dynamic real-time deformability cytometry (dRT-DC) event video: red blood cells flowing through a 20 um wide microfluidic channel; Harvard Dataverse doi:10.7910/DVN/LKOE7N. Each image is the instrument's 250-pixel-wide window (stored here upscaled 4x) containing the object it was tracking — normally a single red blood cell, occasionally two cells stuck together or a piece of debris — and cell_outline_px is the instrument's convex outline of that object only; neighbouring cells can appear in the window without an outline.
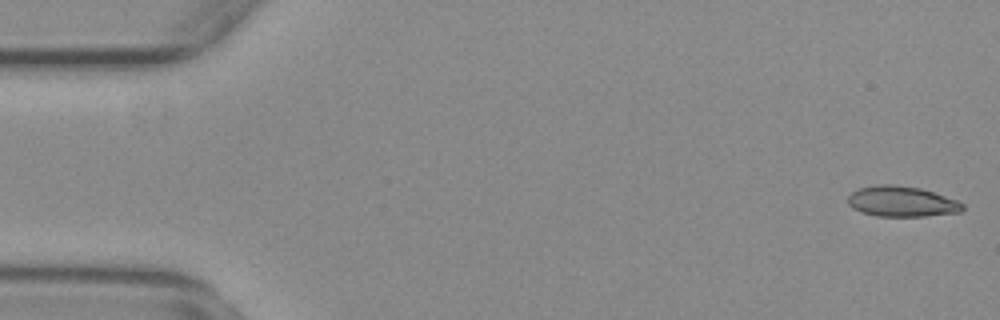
{"species": "common noctule bat (a hibernating species)", "species_latin": "Nyctalus noctula", "temperature_condition": "warm", "stored_images_in_passage": 48, "camera_frame_rate_fps": 3000, "um_per_image_px": 0.085, "animal": {"sex": "female", "body_mass_g": 29.2, "forearm_length_mm": 56.3}, "frame": {"image": 1, "passage_image": 1, "time_ms": 0.0, "image_size_px": [1000, 320], "cell_outline_px": [[964, 208], [960, 212], [924, 216], [876, 216], [860, 212], [852, 208], [848, 204], [848, 196], [852, 192], [860, 188], [880, 184], [892, 184], [920, 188], [956, 200], [964, 204]], "centroid_in_image_um": [76.62, 17.13], "position_along_channel_um": 8.4, "area_um2": 20.29}}
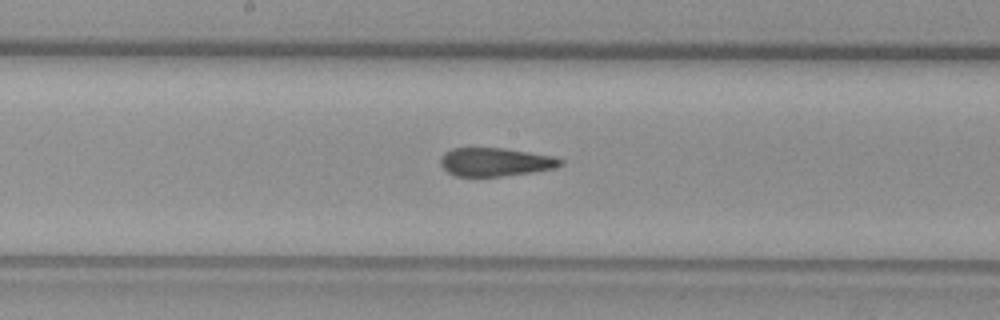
{"frame": {"image": 2, "passage_image": 28, "time_ms": 9.0, "image_size_px": [1000, 320], "cell_outline_px": [[564, 164], [556, 168], [532, 172], [500, 176], [456, 176], [448, 172], [440, 164], [440, 160], [444, 152], [452, 148], [504, 148], [556, 156], [564, 160]], "centroid_in_image_um": [42.15, 13.76], "position_along_channel_um": 206.1, "area_um2": 20.0}}
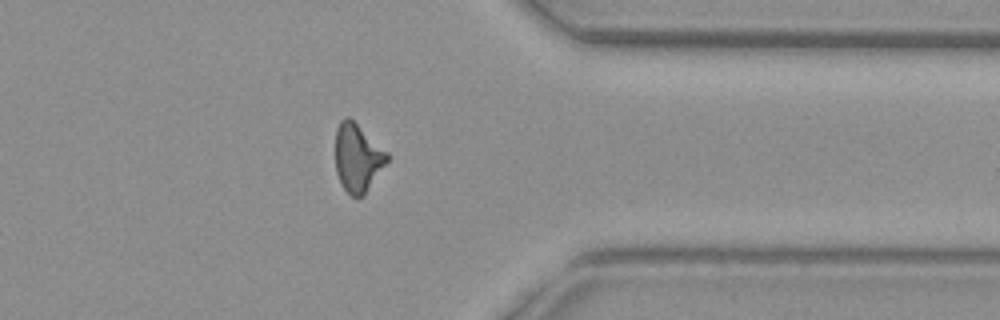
{"frame": {"image": 3, "passage_image": 43, "time_ms": 14.0, "image_size_px": [1000, 320], "cell_outline_px": [[388, 160], [364, 196], [356, 200], [344, 188], [336, 172], [336, 128], [340, 120], [344, 116], [348, 116], [388, 152]], "centroid_in_image_um": [30.39, 13.42], "position_along_channel_um": 381.0, "area_um2": 20.46}, "authors_computed_cell_mechanics": {"area_um2": 20.6924, "velocity_mm_per_s": 3.7387, "shape_relaxation_time_tau1_ms": null, "shape_relaxation_time_tau2_ms": 1.6274, "deformation_change_tau1": null, "deformation_change_tau2": 0.0754}}